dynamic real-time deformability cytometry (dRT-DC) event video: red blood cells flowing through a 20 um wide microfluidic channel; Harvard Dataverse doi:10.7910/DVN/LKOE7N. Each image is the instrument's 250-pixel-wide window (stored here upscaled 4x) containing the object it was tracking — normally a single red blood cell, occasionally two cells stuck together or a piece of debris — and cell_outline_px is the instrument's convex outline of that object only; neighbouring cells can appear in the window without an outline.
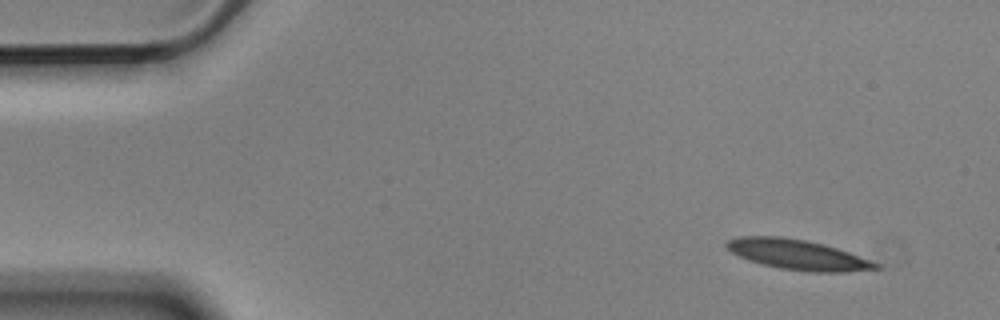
{"species": "Egyptian fruit bat (a non-hibernating species)", "species_latin": "Rousettus aegyptiacus", "temperature_condition": "cold", "stored_images_in_passage": 3, "camera_frame_rate_fps": 3000, "um_per_image_px": 0.085, "animal": {"sex": "male"}, "frame": {"image": 1, "passage_image": 1, "time_ms": 0.0, "image_size_px": [1000, 320], "cell_outline_px": [[880, 268], [844, 272], [812, 272], [780, 268], [760, 264], [748, 260], [732, 252], [724, 244], [728, 240], [740, 236], [780, 236], [804, 240], [824, 244], [848, 252], [880, 264]], "centroid_in_image_um": [67.78, 21.64], "position_along_channel_um": 17.2, "area_um2": 25.89}}